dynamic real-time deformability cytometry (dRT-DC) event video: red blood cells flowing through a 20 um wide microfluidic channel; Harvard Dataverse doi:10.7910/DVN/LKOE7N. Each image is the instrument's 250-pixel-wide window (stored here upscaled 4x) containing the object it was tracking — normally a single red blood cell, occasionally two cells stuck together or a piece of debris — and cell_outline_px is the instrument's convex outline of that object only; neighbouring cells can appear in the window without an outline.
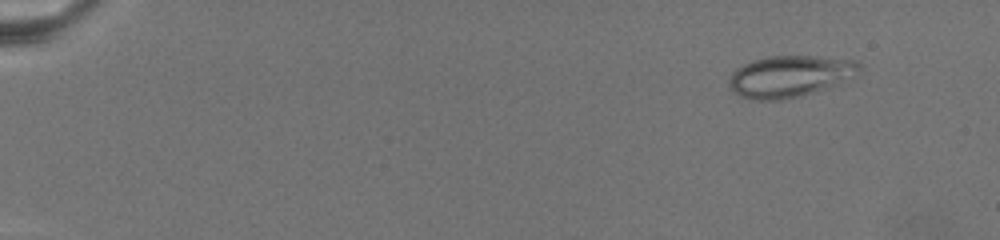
{"species": "common noctule bat (a hibernating species)", "species_latin": "Nyctalus noctula", "temperature_condition": "warm", "stored_images_in_passage": 40, "camera_frame_rate_fps": 3000, "um_per_image_px": 0.085, "animal": {"sex": "female", "body_mass_g": 19.5, "forearm_length_mm": 54.1}, "frame": {"image": 1, "passage_image": 1, "time_ms": 0.0, "image_size_px": [1000, 240], "cell_outline_px": [[860, 68], [836, 84], [828, 88], [780, 100], [752, 100], [740, 96], [732, 92], [728, 88], [728, 84], [732, 72], [736, 68], [752, 60], [768, 56], [816, 56], [860, 60]], "centroid_in_image_um": [67.05, 6.47], "position_along_channel_um": 18.0, "area_um2": 31.27}}